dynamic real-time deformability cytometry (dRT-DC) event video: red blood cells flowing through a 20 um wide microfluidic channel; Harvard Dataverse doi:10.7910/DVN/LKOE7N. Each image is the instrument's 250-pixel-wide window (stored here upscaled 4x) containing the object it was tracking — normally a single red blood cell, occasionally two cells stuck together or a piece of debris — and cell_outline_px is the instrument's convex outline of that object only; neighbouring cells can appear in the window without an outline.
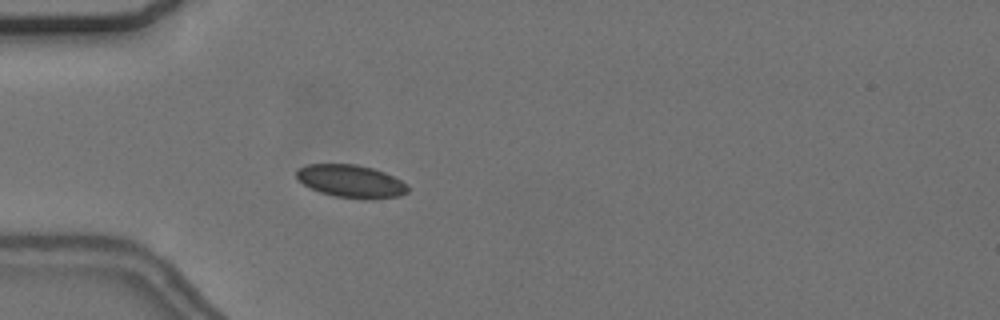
{"species": "common noctule bat (a hibernating species)", "species_latin": "Nyctalus noctula", "temperature_condition": "cold", "stored_images_in_passage": 56, "camera_frame_rate_fps": 3000, "um_per_image_px": 0.085, "animal": {"sex": "female", "body_mass_g": 24.6, "forearm_length_mm": 56.2}, "frame": {"image": 1, "passage_image": 17, "time_ms": 5.333, "image_size_px": [1000, 320], "cell_outline_px": [[408, 192], [400, 196], [372, 200], [368, 200], [336, 196], [320, 192], [308, 188], [296, 176], [296, 172], [300, 168], [308, 164], [356, 164], [372, 168], [384, 172], [408, 184]], "centroid_in_image_um": [29.86, 15.42], "position_along_channel_um": 55.1, "area_um2": 21.33}}
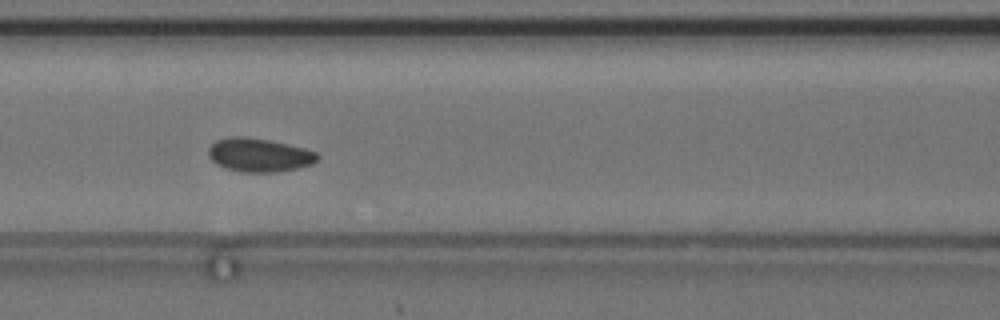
{"frame": {"image": 2, "passage_image": 25, "time_ms": 8.0, "image_size_px": [1000, 320], "cell_outline_px": [[320, 156], [312, 164], [296, 168], [276, 172], [240, 172], [224, 168], [216, 164], [208, 156], [208, 148], [216, 140], [228, 136], [248, 136], [288, 144], [304, 148], [316, 152]], "centroid_in_image_um": [21.99, 13.17], "position_along_channel_um": 144.6, "area_um2": 21.5}}
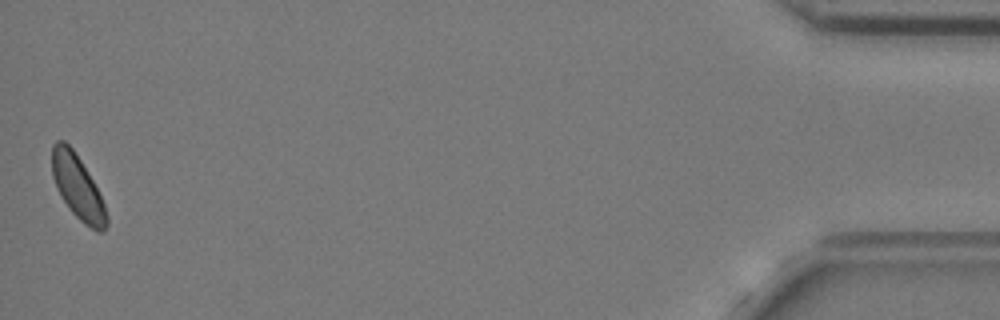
{"frame": {"image": 3, "passage_image": 56, "time_ms": 18.333, "image_size_px": [1000, 320], "cell_outline_px": [[108, 224], [100, 232], [96, 232], [84, 224], [68, 208], [60, 196], [52, 176], [52, 144], [56, 140], [64, 140], [72, 148], [80, 160], [92, 180], [104, 204], [108, 216]], "centroid_in_image_um": [6.58, 15.92], "position_along_channel_um": 428.6, "area_um2": 20.17}, "authors_computed_cell_mechanics": {"area_um2": 21.1548, "velocity_mm_per_s": 3.6489, "shape_relaxation_time_tau1_ms": 4.857, "shape_relaxation_time_tau2_ms": null, "deformation_change_tau1": 0.0442, "deformation_change_tau2": null}}